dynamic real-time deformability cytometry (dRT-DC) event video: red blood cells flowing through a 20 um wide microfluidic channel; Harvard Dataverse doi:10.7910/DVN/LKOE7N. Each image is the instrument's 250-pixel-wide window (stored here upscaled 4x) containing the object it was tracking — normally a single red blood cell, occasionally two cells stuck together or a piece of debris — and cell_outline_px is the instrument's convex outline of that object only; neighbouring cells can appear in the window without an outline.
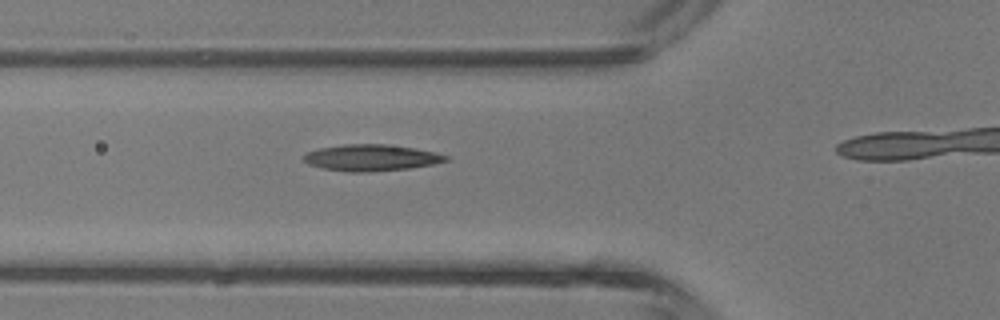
{"species": "common noctule bat (a hibernating species)", "species_latin": "Nyctalus noctula", "temperature_condition": "room temperature", "stored_images_in_passage": 16, "camera_frame_rate_fps": 3000, "um_per_image_px": 0.085, "animal": {"sex": "male", "body_mass_g": 13.3}, "frame": {"image": 1, "passage_image": 10, "time_ms": 3.0, "image_size_px": [1000, 320], "cell_outline_px": [[448, 160], [432, 164], [408, 168], [368, 172], [344, 172], [320, 168], [308, 164], [304, 160], [304, 156], [308, 152], [320, 148], [344, 144], [388, 144], [416, 148], [436, 152], [448, 156]], "centroid_in_image_um": [31.54, 13.4], "position_along_channel_um": 94.3, "area_um2": 21.91}}
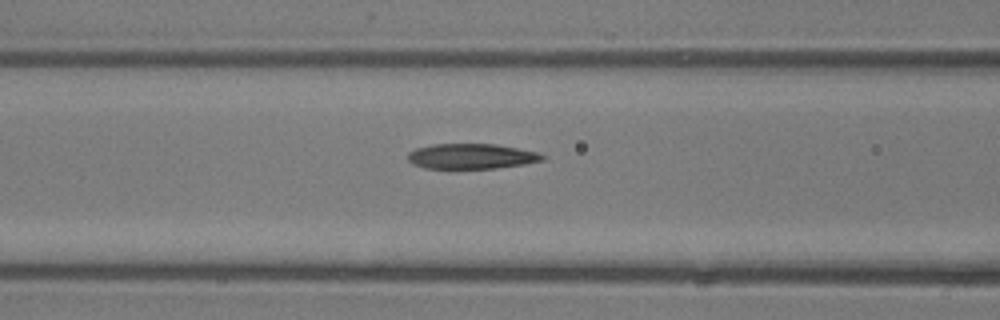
{"frame": {"image": 2, "passage_image": 12, "time_ms": 3.667, "image_size_px": [1000, 320], "cell_outline_px": [[548, 156], [544, 160], [524, 164], [496, 168], [424, 168], [412, 164], [408, 160], [408, 152], [416, 148], [432, 144], [496, 144], [540, 152]], "centroid_in_image_um": [40.1, 13.28], "position_along_channel_um": 126.5, "area_um2": 19.94}}
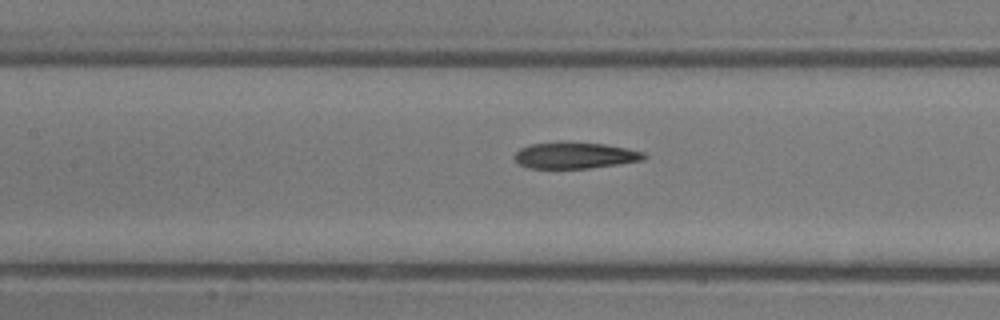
{"frame": {"image": 3, "passage_image": 14, "time_ms": 4.333, "image_size_px": [1000, 320], "cell_outline_px": [[648, 156], [644, 160], [588, 168], [528, 168], [520, 164], [512, 156], [520, 148], [532, 144], [560, 140], [564, 140], [604, 144], [644, 152]], "centroid_in_image_um": [48.84, 13.18], "position_along_channel_um": 158.6, "area_um2": 20.11}}